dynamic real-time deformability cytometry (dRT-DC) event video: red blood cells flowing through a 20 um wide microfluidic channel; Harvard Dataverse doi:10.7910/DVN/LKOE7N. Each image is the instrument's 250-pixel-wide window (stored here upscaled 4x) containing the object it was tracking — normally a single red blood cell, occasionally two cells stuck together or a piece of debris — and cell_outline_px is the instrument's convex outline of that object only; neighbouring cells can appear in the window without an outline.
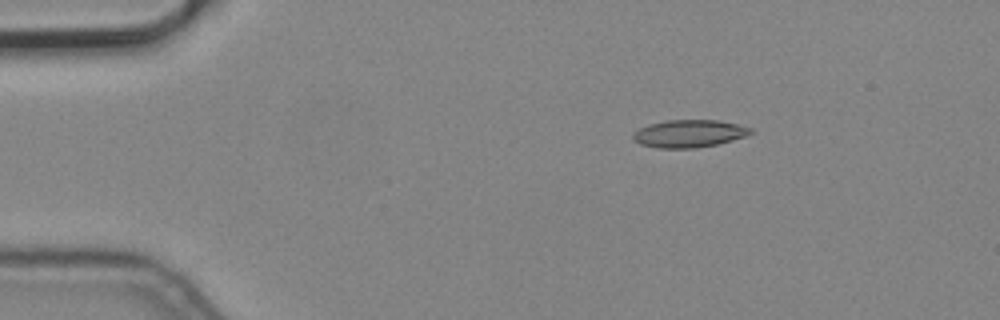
{"species": "common noctule bat (a hibernating species)", "species_latin": "Nyctalus noctula", "temperature_condition": "cold", "stored_images_in_passage": 5, "camera_frame_rate_fps": 3000, "um_per_image_px": 0.085, "animal": {"sex": "male", "body_mass_g": 19.2, "forearm_length_mm": 51.8}, "frame": {"image": 1, "passage_image": 2, "time_ms": 0.333, "image_size_px": [1000, 320], "cell_outline_px": [[756, 132], [748, 136], [716, 144], [696, 148], [660, 148], [640, 144], [632, 140], [632, 136], [640, 128], [648, 124], [668, 120], [716, 120], [736, 124], [752, 128]], "centroid_in_image_um": [58.6, 11.35], "position_along_channel_um": 26.4, "area_um2": 18.9}}